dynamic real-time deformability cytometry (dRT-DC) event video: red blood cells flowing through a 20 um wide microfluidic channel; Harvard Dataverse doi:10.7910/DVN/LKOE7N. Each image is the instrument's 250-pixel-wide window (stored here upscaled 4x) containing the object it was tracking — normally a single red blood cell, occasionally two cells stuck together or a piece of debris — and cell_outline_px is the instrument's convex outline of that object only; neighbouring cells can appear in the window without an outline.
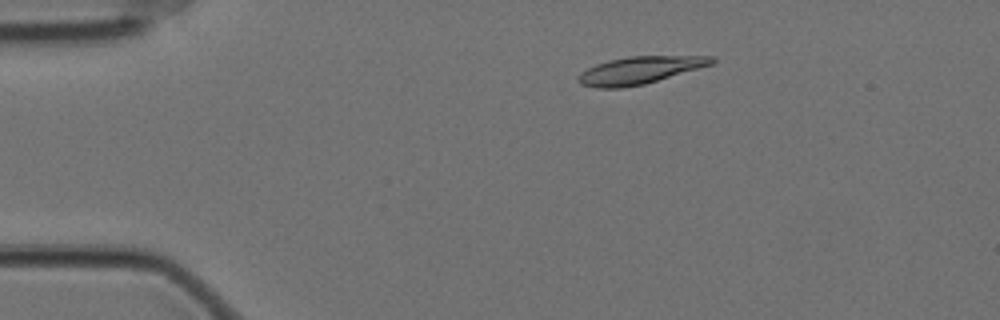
{"species": "Egyptian fruit bat (a non-hibernating species)", "species_latin": "Rousettus aegyptiacus", "temperature_condition": "cold", "stored_images_in_passage": 58, "camera_frame_rate_fps": 3000, "um_per_image_px": 0.085, "animal": {"sex": "female"}, "frame": {"image": 1, "passage_image": 11, "time_ms": 3.333, "image_size_px": [1000, 320], "cell_outline_px": [[716, 60], [712, 64], [644, 84], [620, 88], [596, 88], [580, 84], [576, 80], [580, 72], [596, 64], [608, 60], [628, 56], [712, 56]], "centroid_in_image_um": [54.31, 5.97], "position_along_channel_um": 30.7, "area_um2": 21.15}}
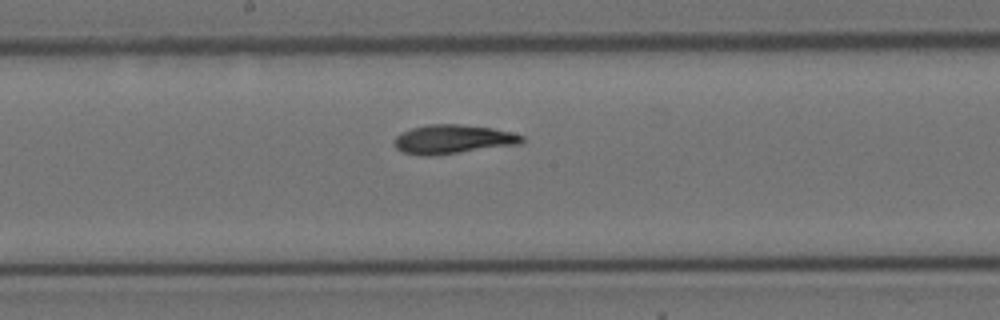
{"frame": {"image": 2, "passage_image": 31, "time_ms": 10.0, "image_size_px": [1000, 320], "cell_outline_px": [[524, 140], [520, 144], [432, 156], [420, 156], [404, 152], [396, 148], [392, 140], [400, 132], [412, 128], [428, 124], [460, 124], [492, 128], [512, 132], [524, 136]], "centroid_in_image_um": [38.46, 11.84], "position_along_channel_um": 209.7, "area_um2": 21.73}}
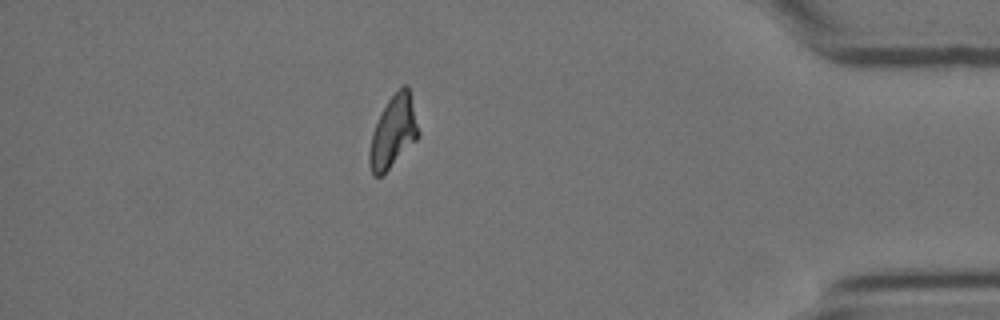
{"frame": {"image": 3, "passage_image": 51, "time_ms": 16.667, "image_size_px": [1000, 320], "cell_outline_px": [[420, 136], [380, 176], [372, 176], [368, 164], [368, 152], [372, 132], [388, 100], [404, 84], [408, 84], [420, 132]], "centroid_in_image_um": [33.42, 11.21], "position_along_channel_um": 401.8, "area_um2": 20.23}, "authors_computed_cell_mechanics": {"area_um2": 20.9814, "velocity_mm_per_s": 3.4874, "shape_relaxation_time_tau1_ms": 8.9713, "shape_relaxation_time_tau2_ms": 3.2589, "deformation_change_tau1": 0.2229, "deformation_change_tau2": 0.0934}}